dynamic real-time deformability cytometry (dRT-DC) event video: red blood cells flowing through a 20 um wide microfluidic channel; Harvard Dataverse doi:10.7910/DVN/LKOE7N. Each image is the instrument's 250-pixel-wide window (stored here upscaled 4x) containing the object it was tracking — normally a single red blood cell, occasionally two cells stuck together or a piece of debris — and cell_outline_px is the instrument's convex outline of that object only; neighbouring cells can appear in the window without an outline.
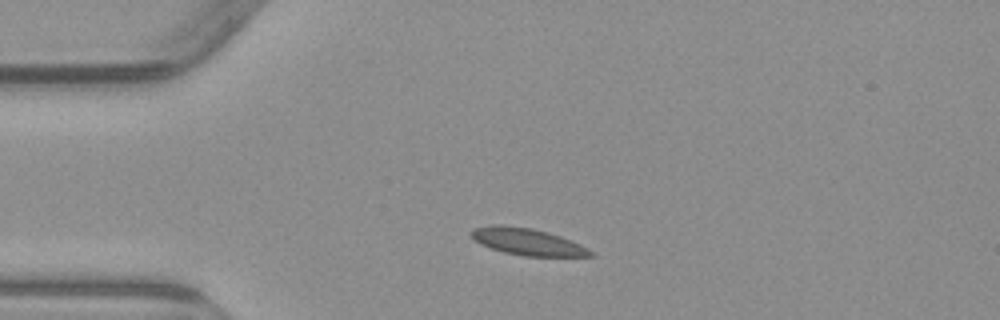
{"species": "common noctule bat (a hibernating species)", "species_latin": "Nyctalus noctula", "temperature_condition": "warm", "stored_images_in_passage": 2, "camera_frame_rate_fps": 3000, "um_per_image_px": 0.085, "animal": {"sex": "male", "body_mass_g": 23.1, "forearm_length_mm": 52.7}, "frame": {"image": 1, "passage_image": 1, "time_ms": 0.0, "image_size_px": [1000, 320], "cell_outline_px": [[596, 256], [524, 256], [504, 252], [480, 244], [468, 232], [472, 228], [492, 224], [500, 224], [532, 228], [548, 232], [572, 240], [588, 248]], "centroid_in_image_um": [44.81, 20.53], "position_along_channel_um": 40.2, "area_um2": 18.73}}